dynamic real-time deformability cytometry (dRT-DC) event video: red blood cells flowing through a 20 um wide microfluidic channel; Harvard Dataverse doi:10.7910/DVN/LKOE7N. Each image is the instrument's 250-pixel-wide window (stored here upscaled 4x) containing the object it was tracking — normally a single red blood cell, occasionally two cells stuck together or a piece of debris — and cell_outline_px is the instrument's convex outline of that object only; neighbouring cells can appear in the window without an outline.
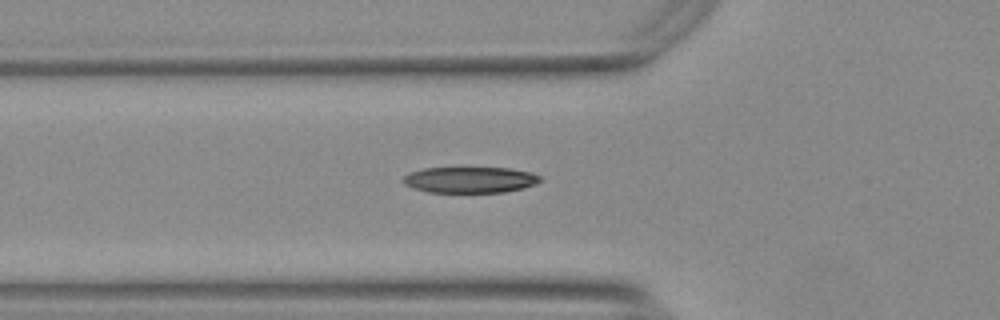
{"species": "Egyptian fruit bat (a non-hibernating species)", "species_latin": "Rousettus aegyptiacus", "temperature_condition": "warm", "stored_images_in_passage": 25, "camera_frame_rate_fps": 3000, "um_per_image_px": 0.085, "animal": {"sex": "female"}, "frame": {"image": 1, "passage_image": 5, "time_ms": 1.333, "image_size_px": [1000, 320], "cell_outline_px": [[544, 180], [536, 184], [524, 188], [504, 192], [428, 192], [412, 188], [404, 184], [400, 180], [408, 172], [424, 168], [508, 168], [532, 172], [540, 176]], "centroid_in_image_um": [39.95, 15.28], "position_along_channel_um": 85.9, "area_um2": 21.04}}
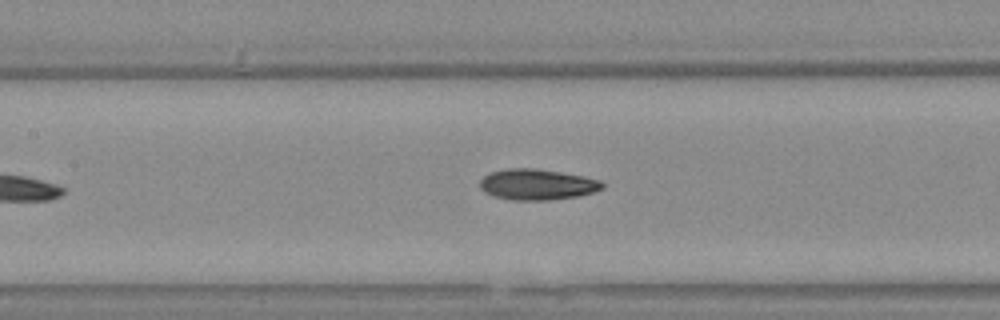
{"frame": {"image": 2, "passage_image": 11, "time_ms": 3.333, "image_size_px": [1000, 320], "cell_outline_px": [[604, 188], [592, 192], [576, 196], [548, 200], [512, 200], [496, 196], [484, 192], [480, 188], [480, 180], [484, 176], [492, 172], [508, 168], [536, 168], [584, 176], [600, 180], [604, 184]], "centroid_in_image_um": [45.66, 15.67], "position_along_channel_um": 161.7, "area_um2": 21.85}}
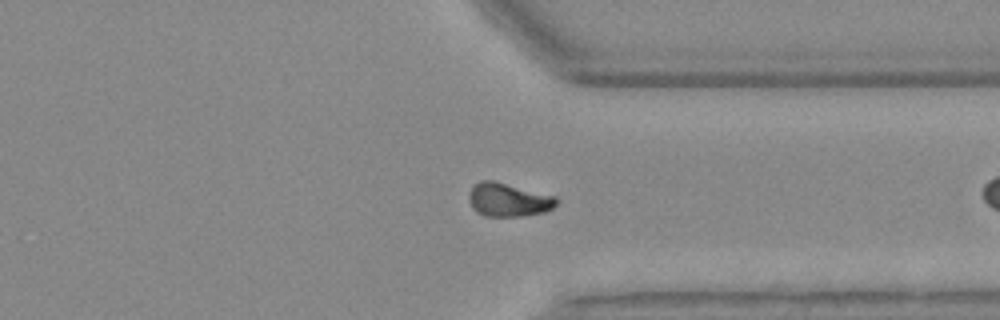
{"frame": {"image": 3, "passage_image": 24, "time_ms": 7.667, "image_size_px": [1000, 320], "cell_outline_px": [[556, 204], [552, 208], [544, 212], [520, 216], [484, 216], [476, 212], [472, 208], [468, 200], [468, 196], [472, 188], [480, 180], [492, 180], [556, 196]], "centroid_in_image_um": [43.18, 16.99], "position_along_channel_um": 368.2, "area_um2": 16.99}}